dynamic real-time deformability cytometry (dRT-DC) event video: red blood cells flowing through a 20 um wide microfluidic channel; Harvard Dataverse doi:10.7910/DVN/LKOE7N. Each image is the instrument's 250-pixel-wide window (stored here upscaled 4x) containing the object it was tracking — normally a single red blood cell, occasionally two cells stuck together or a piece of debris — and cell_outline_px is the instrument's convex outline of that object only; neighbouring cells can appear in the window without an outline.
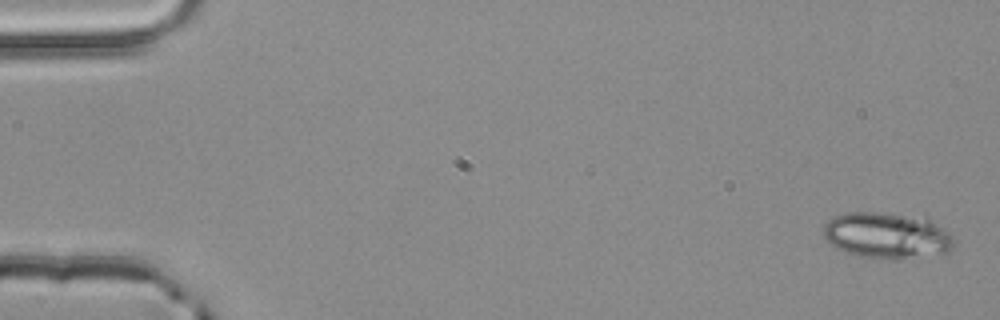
{"species": "common noctule bat (a hibernating species)", "species_latin": "Nyctalus noctula", "temperature_condition": "room temperature", "stored_images_in_passage": 4, "camera_frame_rate_fps": 3000, "um_per_image_px": 0.085, "animal": {"sex": "male", "body_mass_g": 20.4}, "frame": {"image": 1, "passage_image": 1, "time_ms": 0.0, "image_size_px": [1000, 320], "cell_outline_px": [[952, 248], [948, 252], [900, 260], [856, 256], [844, 252], [836, 248], [824, 236], [824, 224], [832, 216], [848, 212], [880, 212], [928, 216], [952, 236]], "centroid_in_image_um": [75.39, 20.0], "position_along_channel_um": 9.6, "area_um2": 35.6}}